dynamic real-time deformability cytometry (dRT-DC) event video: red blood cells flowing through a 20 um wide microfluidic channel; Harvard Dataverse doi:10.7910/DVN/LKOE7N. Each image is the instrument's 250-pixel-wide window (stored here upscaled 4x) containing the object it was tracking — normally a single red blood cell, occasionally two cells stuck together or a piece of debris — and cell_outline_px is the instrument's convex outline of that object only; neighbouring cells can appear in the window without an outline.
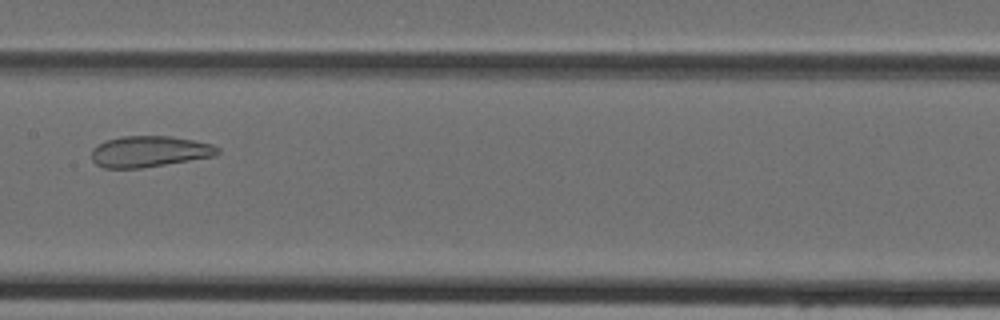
{"species": "Egyptian fruit bat (a non-hibernating species)", "species_latin": "Rousettus aegyptiacus", "temperature_condition": "cold", "stored_images_in_passage": 47, "camera_frame_rate_fps": 3000, "um_per_image_px": 0.085, "animal": {"sex": "female"}, "frame": {"image": 1, "passage_image": 24, "time_ms": 7.667, "image_size_px": [1000, 320], "cell_outline_px": [[220, 152], [216, 156], [140, 168], [104, 168], [96, 164], [92, 160], [92, 148], [104, 140], [120, 136], [168, 136], [192, 140], [212, 144], [220, 148]], "centroid_in_image_um": [12.68, 12.87], "position_along_channel_um": 194.7, "area_um2": 22.89}}
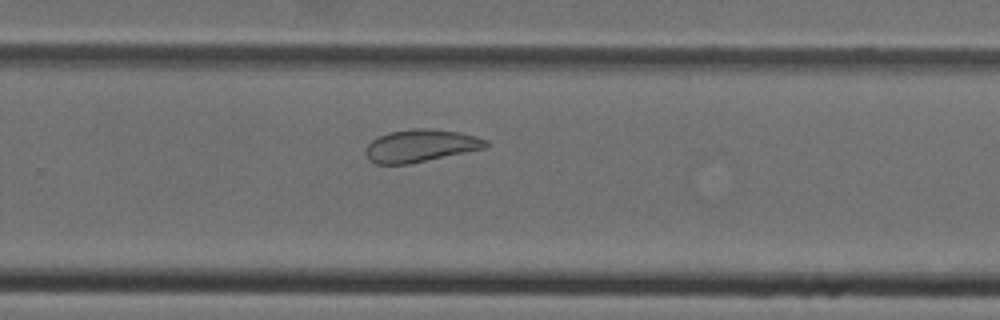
{"frame": {"image": 2, "passage_image": 31, "time_ms": 10.0, "image_size_px": [1000, 320], "cell_outline_px": [[488, 144], [484, 148], [408, 164], [376, 164], [368, 160], [364, 152], [368, 144], [372, 140], [388, 132], [412, 128], [428, 128], [460, 132], [488, 140]], "centroid_in_image_um": [35.7, 12.38], "position_along_channel_um": 294.1, "area_um2": 22.66}}
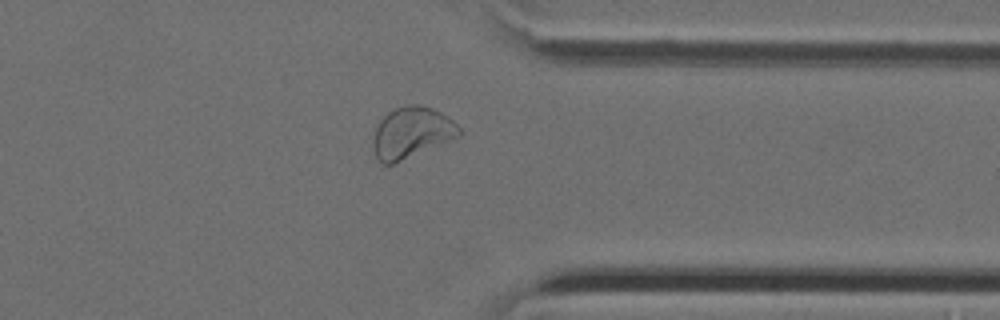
{"frame": {"image": 3, "passage_image": 37, "time_ms": 12.0, "image_size_px": [1000, 320], "cell_outline_px": [[460, 136], [392, 164], [384, 164], [376, 156], [372, 144], [376, 128], [380, 120], [388, 112], [396, 108], [408, 104], [420, 104], [432, 108], [448, 116], [460, 128]], "centroid_in_image_um": [34.98, 11.25], "position_along_channel_um": 376.4, "area_um2": 25.26}}